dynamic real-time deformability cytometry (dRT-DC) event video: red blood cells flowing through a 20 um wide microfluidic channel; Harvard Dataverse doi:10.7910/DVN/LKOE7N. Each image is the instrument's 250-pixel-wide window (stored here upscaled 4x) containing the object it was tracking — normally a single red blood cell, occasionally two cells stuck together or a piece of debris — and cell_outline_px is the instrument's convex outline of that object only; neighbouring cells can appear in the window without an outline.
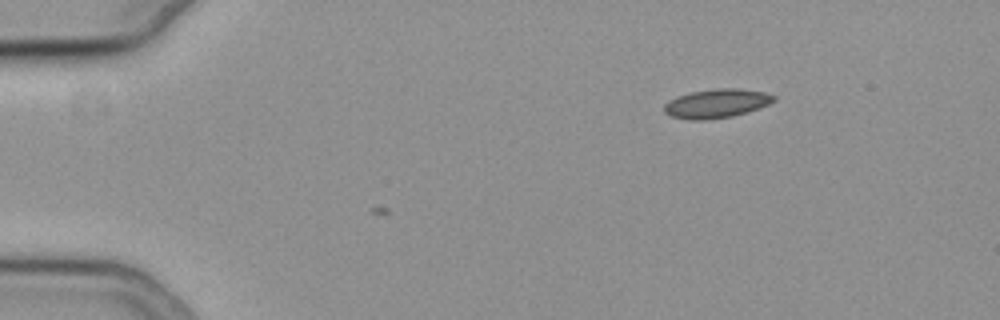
{"species": "common noctule bat (a hibernating species)", "species_latin": "Nyctalus noctula", "temperature_condition": "cold", "stored_images_in_passage": 5, "camera_frame_rate_fps": 3000, "um_per_image_px": 0.085, "animal": {"sex": "female", "body_mass_g": 19.3, "forearm_length_mm": 54.1}, "frame": {"image": 1, "passage_image": 5, "time_ms": 1.333, "image_size_px": [1000, 320], "cell_outline_px": [[776, 100], [760, 108], [732, 116], [708, 120], [692, 120], [672, 116], [664, 112], [664, 104], [668, 100], [676, 96], [692, 92], [716, 88], [736, 88], [764, 92], [776, 96]], "centroid_in_image_um": [60.9, 8.79], "position_along_channel_um": 24.1, "area_um2": 18.5}}